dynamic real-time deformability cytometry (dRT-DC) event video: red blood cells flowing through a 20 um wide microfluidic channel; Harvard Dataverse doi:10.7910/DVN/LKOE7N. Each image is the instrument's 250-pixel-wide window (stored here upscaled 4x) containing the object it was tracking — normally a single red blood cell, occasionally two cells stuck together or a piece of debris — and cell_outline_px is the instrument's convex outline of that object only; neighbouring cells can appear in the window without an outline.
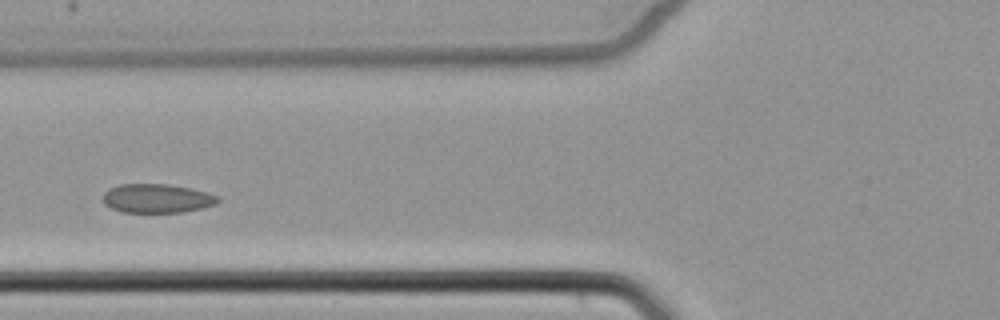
{"species": "common noctule bat (a hibernating species)", "species_latin": "Nyctalus noctula", "temperature_condition": "cold", "stored_images_in_passage": 4, "camera_frame_rate_fps": 3000, "um_per_image_px": 0.085, "animal": {"sex": "female", "body_mass_g": 22.7, "forearm_length_mm": 54.2}, "frame": {"image": 1, "passage_image": 2, "time_ms": 1.333, "image_size_px": [1000, 320], "cell_outline_px": [[220, 200], [216, 204], [200, 208], [180, 212], [120, 212], [104, 204], [104, 192], [108, 188], [120, 184], [168, 184], [208, 192], [216, 196]], "centroid_in_image_um": [13.31, 16.86], "position_along_channel_um": 112.5, "area_um2": 19.25}}
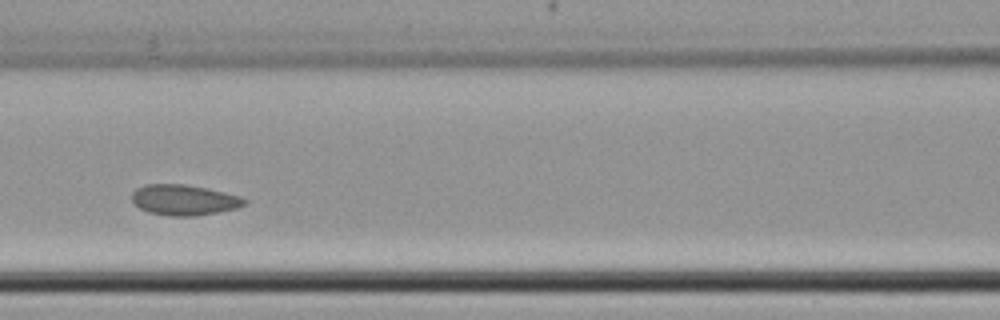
{"frame": {"image": 2, "passage_image": 3, "time_ms": 2.333, "image_size_px": [1000, 320], "cell_outline_px": [[248, 200], [244, 204], [236, 208], [196, 216], [168, 216], [148, 212], [132, 204], [132, 192], [136, 188], [144, 184], [184, 184], [208, 188], [240, 196]], "centroid_in_image_um": [15.6, 16.99], "position_along_channel_um": 151.0, "area_um2": 20.17}}
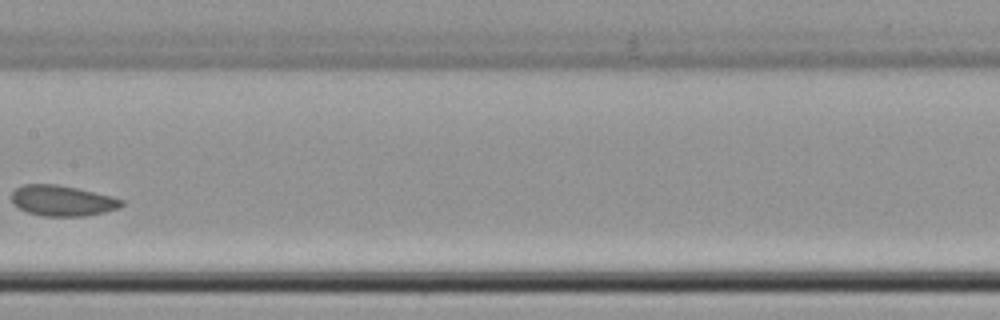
{"frame": {"image": 3, "passage_image": 4, "time_ms": 3.667, "image_size_px": [1000, 320], "cell_outline_px": [[124, 204], [120, 208], [104, 212], [84, 216], [44, 216], [28, 212], [12, 204], [12, 192], [16, 188], [24, 184], [56, 184], [76, 188], [112, 196], [124, 200]], "centroid_in_image_um": [5.31, 17.06], "position_along_channel_um": 202.1, "area_um2": 19.59}}